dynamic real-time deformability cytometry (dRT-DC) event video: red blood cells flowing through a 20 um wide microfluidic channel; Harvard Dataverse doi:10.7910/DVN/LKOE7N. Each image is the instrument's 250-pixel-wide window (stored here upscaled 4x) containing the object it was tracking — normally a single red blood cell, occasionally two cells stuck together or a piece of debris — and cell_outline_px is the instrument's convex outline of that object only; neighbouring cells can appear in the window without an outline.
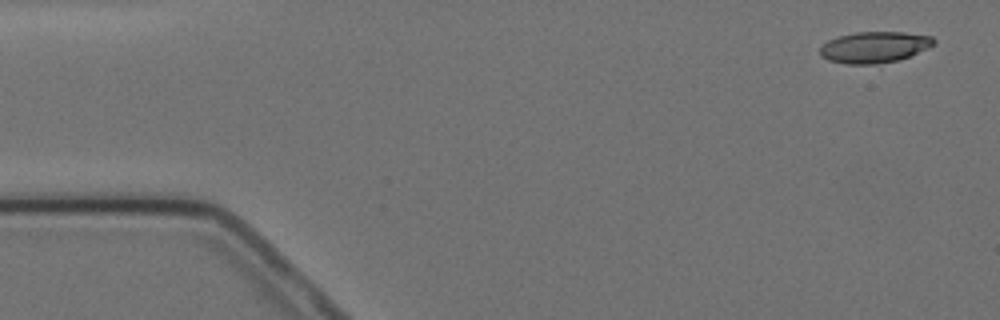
{"species": "Egyptian fruit bat (a non-hibernating species)", "species_latin": "Rousettus aegyptiacus", "temperature_condition": "cold", "stored_images_in_passage": 5, "camera_frame_rate_fps": 3000, "um_per_image_px": 0.085, "animal": {"sex": "female"}, "frame": {"image": 1, "passage_image": 1, "time_ms": 0.0, "image_size_px": [1000, 320], "cell_outline_px": [[936, 44], [900, 60], [876, 64], [848, 64], [828, 60], [820, 56], [820, 48], [828, 40], [840, 36], [856, 32], [904, 32], [932, 36], [936, 40]], "centroid_in_image_um": [74.34, 4.01], "position_along_channel_um": 10.7, "area_um2": 20.69}}
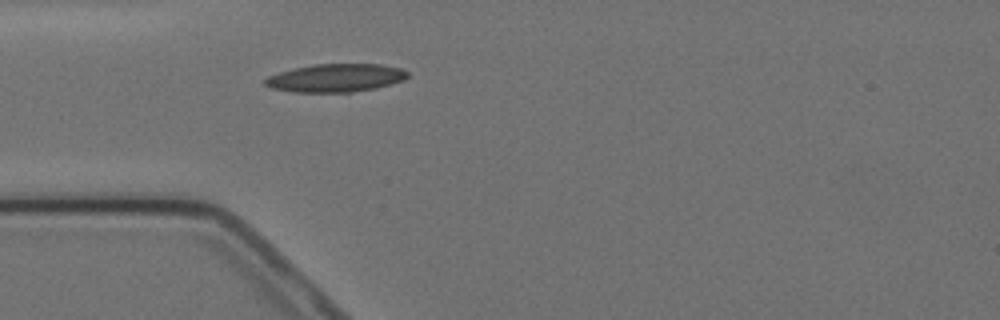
{"frame": {"image": 2, "passage_image": 5, "time_ms": 4.333, "image_size_px": [1000, 320], "cell_outline_px": [[408, 76], [404, 80], [376, 88], [352, 92], [296, 92], [272, 88], [264, 84], [264, 80], [268, 76], [280, 72], [312, 64], [380, 64], [400, 68], [408, 72]], "centroid_in_image_um": [28.55, 6.62], "position_along_channel_um": 56.5, "area_um2": 23.24}}